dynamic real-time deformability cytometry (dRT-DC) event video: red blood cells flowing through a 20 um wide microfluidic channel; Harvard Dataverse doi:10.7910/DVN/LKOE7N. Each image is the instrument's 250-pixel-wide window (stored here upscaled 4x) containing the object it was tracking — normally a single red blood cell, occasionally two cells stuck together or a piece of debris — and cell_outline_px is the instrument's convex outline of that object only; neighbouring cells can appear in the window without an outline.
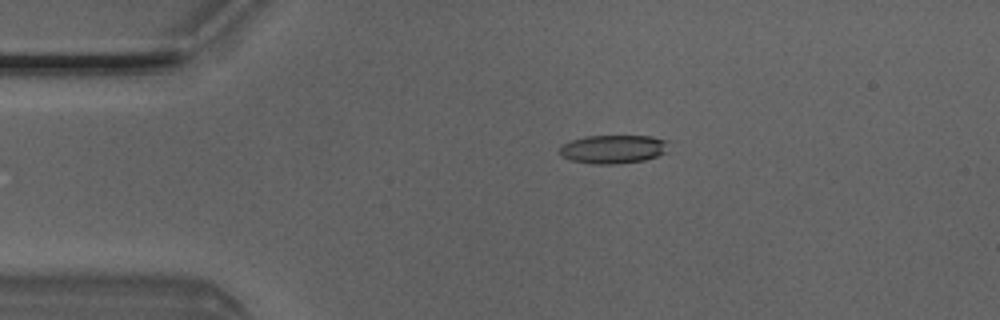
{"species": "Egyptian fruit bat (a non-hibernating species)", "species_latin": "Rousettus aegyptiacus", "temperature_condition": "room temperature", "stored_images_in_passage": 4, "camera_frame_rate_fps": 3000, "um_per_image_px": 0.085, "animal": {"sex": "male"}, "frame": {"image": 1, "passage_image": 3, "time_ms": 0.667, "image_size_px": [1000, 320], "cell_outline_px": [[668, 140], [664, 152], [656, 156], [644, 160], [616, 164], [596, 164], [572, 160], [560, 156], [560, 148], [564, 144], [572, 140], [584, 136], [652, 136]], "centroid_in_image_um": [52.11, 12.67], "position_along_channel_um": 32.9, "area_um2": 17.92}}